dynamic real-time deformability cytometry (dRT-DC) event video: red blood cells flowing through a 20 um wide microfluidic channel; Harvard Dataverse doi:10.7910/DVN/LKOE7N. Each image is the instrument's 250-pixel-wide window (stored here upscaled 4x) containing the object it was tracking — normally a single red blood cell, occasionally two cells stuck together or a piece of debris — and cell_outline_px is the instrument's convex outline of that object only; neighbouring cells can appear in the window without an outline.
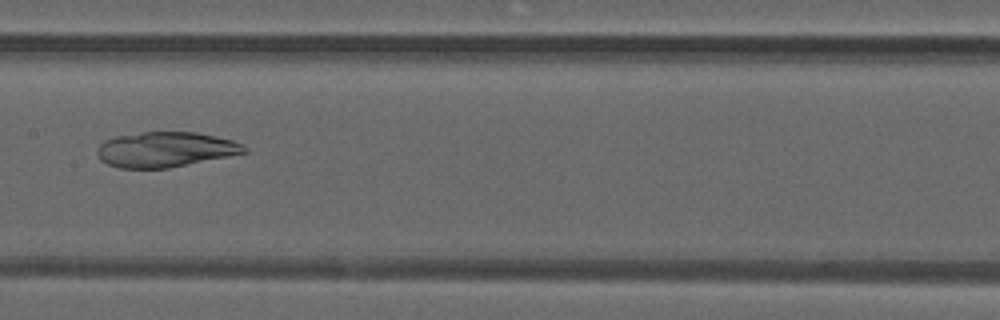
{"species": "common noctule bat (a hibernating species)", "species_latin": "Nyctalus noctula", "temperature_condition": "warm", "stored_images_in_passage": 33, "camera_frame_rate_fps": 3000, "um_per_image_px": 0.085, "animal": {"sex": "male", "forearm_length_mm": 52.5}, "frame": {"image": 1, "passage_image": 12, "time_ms": 3.667, "image_size_px": [1000, 320], "cell_outline_px": [[248, 152], [168, 168], [120, 168], [108, 164], [100, 160], [96, 152], [96, 148], [104, 140], [116, 136], [140, 132], [196, 132], [232, 140], [248, 148]], "centroid_in_image_um": [14.01, 12.7], "position_along_channel_um": 193.4, "area_um2": 30.06}}
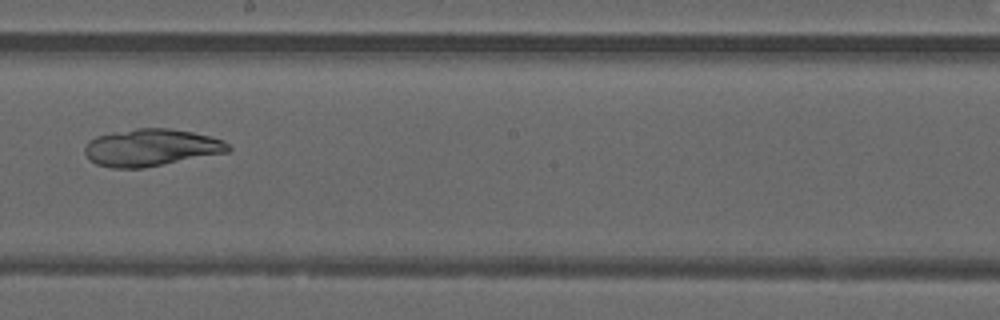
{"frame": {"image": 2, "passage_image": 15, "time_ms": 4.667, "image_size_px": [1000, 320], "cell_outline_px": [[232, 148], [228, 152], [144, 168], [112, 168], [96, 164], [88, 160], [84, 152], [84, 148], [88, 140], [96, 136], [136, 128], [168, 128], [192, 132], [224, 140]], "centroid_in_image_um": [12.82, 12.55], "position_along_channel_um": 235.4, "area_um2": 31.15}}
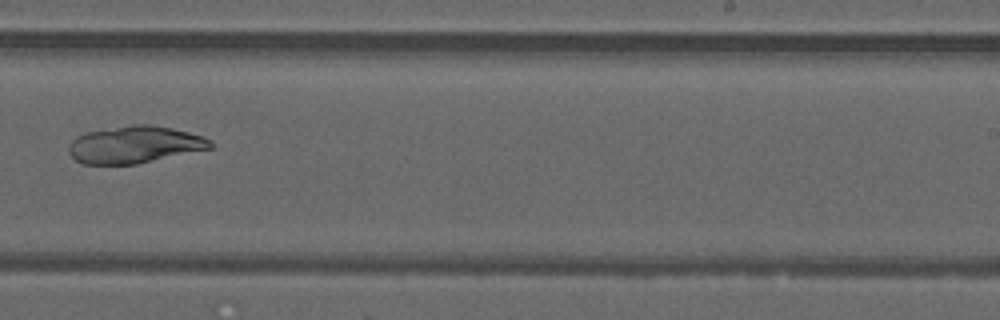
{"frame": {"image": 3, "passage_image": 18, "time_ms": 5.667, "image_size_px": [1000, 320], "cell_outline_px": [[212, 148], [136, 164], [84, 164], [76, 160], [68, 152], [68, 148], [72, 140], [76, 136], [84, 132], [136, 124], [148, 124], [172, 128], [204, 136], [212, 140]], "centroid_in_image_um": [11.45, 12.29], "position_along_channel_um": 277.6, "area_um2": 30.58}}